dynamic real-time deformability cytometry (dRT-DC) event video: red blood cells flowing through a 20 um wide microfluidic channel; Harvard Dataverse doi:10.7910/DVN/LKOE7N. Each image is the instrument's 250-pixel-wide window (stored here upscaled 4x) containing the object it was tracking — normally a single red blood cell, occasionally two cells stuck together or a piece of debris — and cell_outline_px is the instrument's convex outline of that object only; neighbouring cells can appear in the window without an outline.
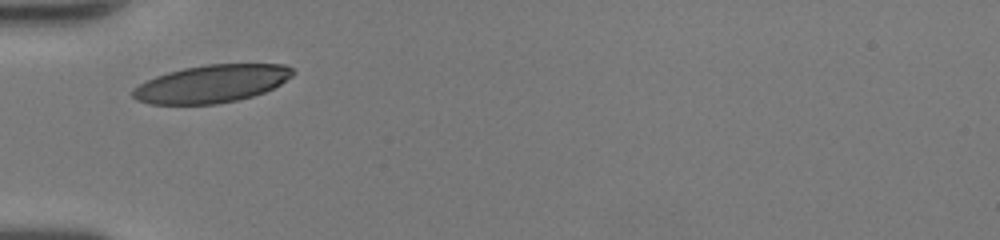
{"species": "human", "species_latin": "Homo sapiens", "temperature_condition": "room temperature", "stored_images_in_passage": 2, "camera_frame_rate_fps": 3000, "um_per_image_px": 0.085, "donor": {"sex": "female"}, "frame": {"image": 1, "passage_image": 1, "time_ms": 0.0, "image_size_px": [1000, 240], "cell_outline_px": [[296, 72], [292, 76], [280, 84], [264, 92], [252, 96], [236, 100], [216, 104], [148, 104], [136, 100], [132, 96], [132, 88], [156, 76], [168, 72], [184, 68], [208, 64], [288, 64]], "centroid_in_image_um": [17.99, 7.11], "position_along_channel_um": 67.0, "area_um2": 35.14}}